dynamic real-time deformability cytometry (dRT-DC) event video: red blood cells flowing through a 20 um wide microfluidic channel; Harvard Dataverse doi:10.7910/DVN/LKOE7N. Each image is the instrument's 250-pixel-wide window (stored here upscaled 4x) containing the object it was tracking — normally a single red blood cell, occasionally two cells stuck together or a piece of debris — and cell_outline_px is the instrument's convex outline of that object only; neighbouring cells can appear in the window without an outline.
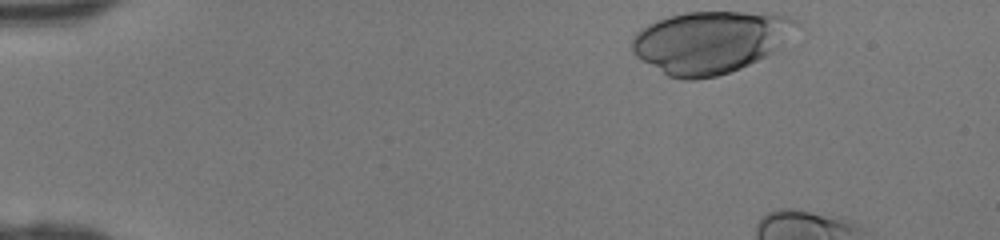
{"species": "human", "species_latin": "Homo sapiens", "temperature_condition": "room temperature", "stored_images_in_passage": 9, "camera_frame_rate_fps": 3000, "um_per_image_px": 0.085, "donor": {"sex": "female"}, "frame": {"image": 1, "passage_image": 1, "time_ms": 0.0, "image_size_px": [1000, 240], "cell_outline_px": [[800, 24], [772, 52], [740, 68], [716, 76], [696, 80], [684, 80], [668, 76], [636, 56], [632, 52], [632, 36], [640, 28], [656, 20], [668, 16], [684, 12], [744, 12], [784, 16], [796, 20]], "centroid_in_image_um": [60.29, 3.57], "position_along_channel_um": 24.7, "area_um2": 58.84}}